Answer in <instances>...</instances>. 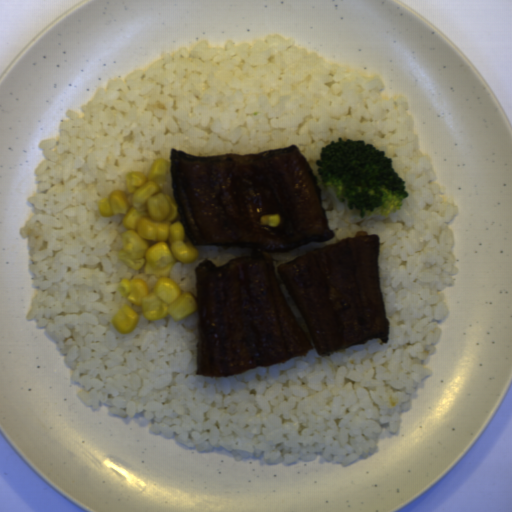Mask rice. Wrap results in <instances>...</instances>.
Here are the masks:
<instances>
[{
	"label": "rice",
	"mask_w": 512,
	"mask_h": 512,
	"mask_svg": "<svg viewBox=\"0 0 512 512\" xmlns=\"http://www.w3.org/2000/svg\"><path fill=\"white\" fill-rule=\"evenodd\" d=\"M349 65L331 63L272 34L244 44L163 54L146 69L99 87L69 110L44 159L19 230L30 250L33 294L26 319L56 343L77 396L92 410L134 419L195 451L226 449L235 460L274 465L323 459L345 466L372 456L380 437L399 433L448 317L446 289L459 274L452 222L432 159L421 150L403 97ZM365 140L394 159L409 198L390 216L356 217L323 187L334 239L273 254L282 291L312 344L306 357L230 377L196 375V312L148 322L119 289L123 279L156 278L117 257L123 216L97 202L125 188L170 150L192 156L249 155L296 145L315 172L319 151L337 137ZM316 174V172H315ZM379 236V274L389 341L322 357L277 266L344 238ZM126 304L140 316L128 334L111 320Z\"/></svg>",
	"instance_id": "rice-1"
}]
</instances>
